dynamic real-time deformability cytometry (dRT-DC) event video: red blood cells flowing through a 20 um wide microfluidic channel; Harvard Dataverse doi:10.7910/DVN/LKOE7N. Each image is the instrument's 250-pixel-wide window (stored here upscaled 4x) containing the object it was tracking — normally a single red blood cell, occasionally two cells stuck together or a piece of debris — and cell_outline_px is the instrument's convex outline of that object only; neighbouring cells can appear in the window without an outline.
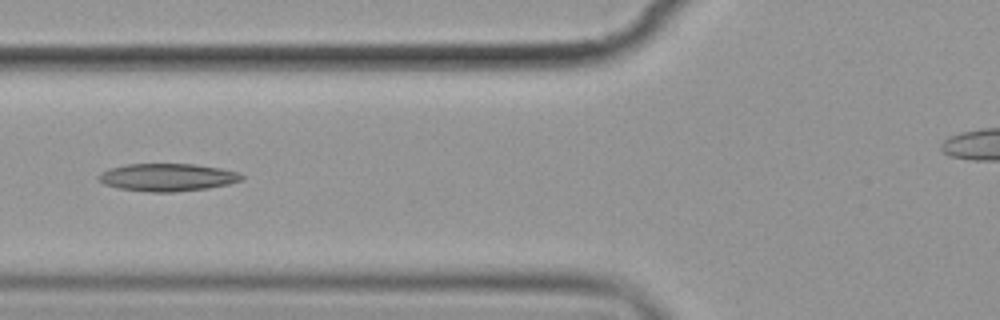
{"species": "common noctule bat (a hibernating species)", "species_latin": "Nyctalus noctula", "temperature_condition": "cold", "stored_images_in_passage": 11, "segment_of_instrument_passage": [1, 2], "camera_frame_rate_fps": 3000, "um_per_image_px": 0.085, "animal": {"sex": "female", "body_mass_g": 19.9}, "frame": {"image": 1, "passage_image": 5, "time_ms": 4.667, "image_size_px": [1000, 320], "cell_outline_px": [[244, 180], [228, 184], [208, 188], [172, 192], [152, 192], [120, 188], [104, 184], [96, 180], [96, 176], [100, 172], [108, 168], [128, 164], [196, 164], [220, 168], [236, 172], [244, 176]], "centroid_in_image_um": [14.19, 15.06], "position_along_channel_um": 111.6, "area_um2": 23.12}}
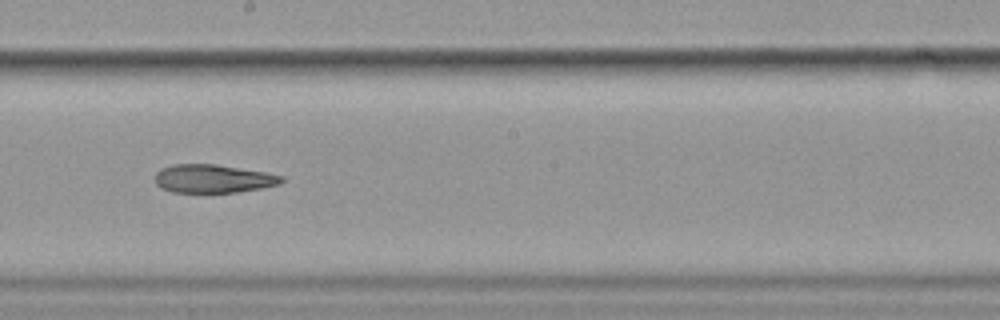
{"frame": {"image": 2, "passage_image": 8, "time_ms": 8.0, "image_size_px": [1000, 320], "cell_outline_px": [[284, 180], [280, 184], [260, 188], [236, 192], [172, 192], [160, 188], [156, 184], [156, 172], [160, 168], [172, 164], [216, 164], [264, 172], [284, 176]], "centroid_in_image_um": [18.09, 15.18], "position_along_channel_um": 230.1, "area_um2": 20.87}}
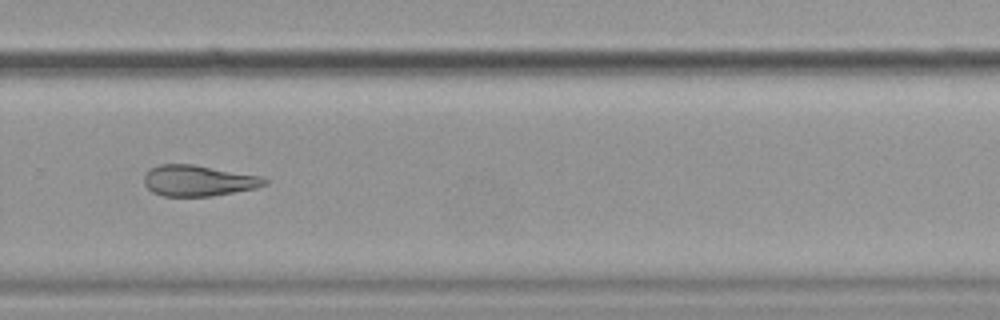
{"frame": {"image": 3, "passage_image": 10, "time_ms": 10.333, "image_size_px": [1000, 320], "cell_outline_px": [[268, 184], [256, 188], [212, 196], [164, 196], [152, 192], [144, 184], [144, 176], [152, 168], [160, 164], [192, 164], [260, 176], [268, 180]], "centroid_in_image_um": [16.86, 15.36], "position_along_channel_um": 312.9, "area_um2": 21.56}}